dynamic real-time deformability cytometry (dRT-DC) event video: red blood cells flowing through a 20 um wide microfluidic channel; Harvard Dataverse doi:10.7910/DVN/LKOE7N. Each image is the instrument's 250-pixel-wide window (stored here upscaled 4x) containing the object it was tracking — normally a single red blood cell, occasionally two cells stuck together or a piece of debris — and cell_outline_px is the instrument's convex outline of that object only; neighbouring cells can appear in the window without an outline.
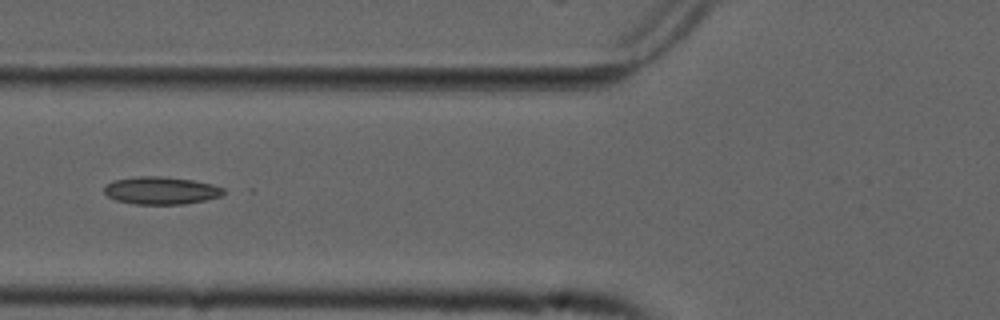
{"species": "common noctule bat (a hibernating species)", "species_latin": "Nyctalus noctula", "temperature_condition": "cold", "stored_images_in_passage": 9, "camera_frame_rate_fps": 3000, "um_per_image_px": 0.085, "animal": {"sex": "male", "forearm_length_mm": 52.5}, "frame": {"image": 1, "passage_image": 6, "time_ms": 1.667, "image_size_px": [1000, 320], "cell_outline_px": [[224, 192], [220, 196], [204, 200], [184, 204], [136, 204], [116, 200], [108, 196], [104, 192], [104, 188], [112, 180], [136, 176], [160, 176], [192, 180], [212, 184], [224, 188]], "centroid_in_image_um": [13.67, 16.19], "position_along_channel_um": 112.1, "area_um2": 19.07}}
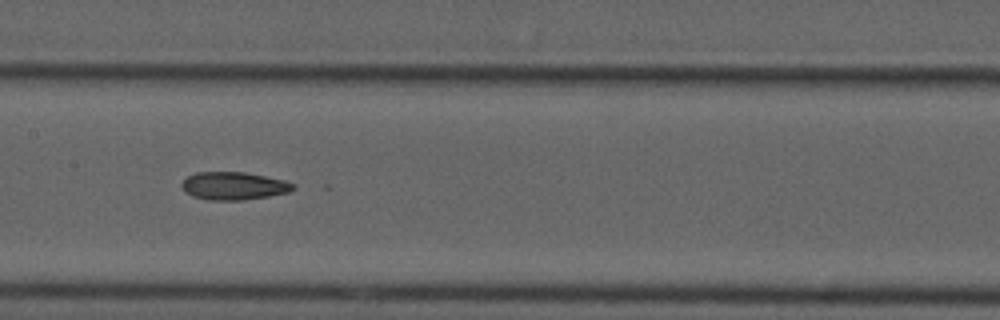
{"frame": {"image": 2, "passage_image": 8, "time_ms": 2.333, "image_size_px": [1000, 320], "cell_outline_px": [[296, 188], [288, 192], [268, 196], [244, 200], [208, 200], [192, 196], [184, 192], [180, 184], [188, 176], [196, 172], [244, 172], [284, 180], [296, 184]], "centroid_in_image_um": [19.85, 15.8], "position_along_channel_um": 187.5, "area_um2": 18.15}}
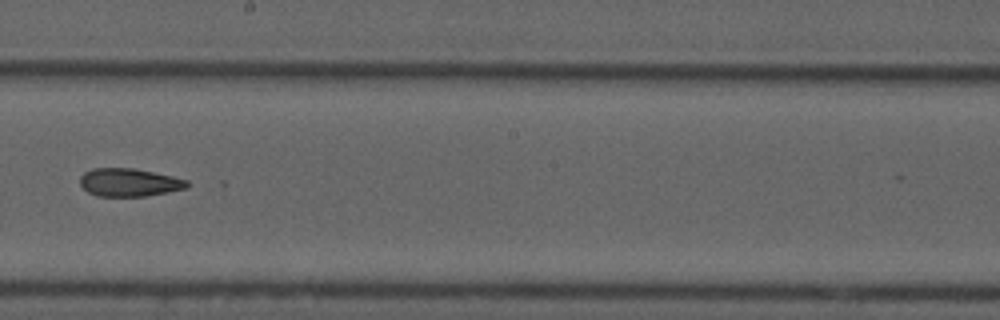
{"frame": {"image": 3, "passage_image": 9, "time_ms": 2.667, "image_size_px": [1000, 320], "cell_outline_px": [[188, 188], [168, 192], [144, 196], [96, 196], [88, 192], [80, 184], [80, 176], [84, 172], [92, 168], [132, 168], [172, 176], [188, 180]], "centroid_in_image_um": [10.96, 15.5], "position_along_channel_um": 237.2, "area_um2": 17.46}}